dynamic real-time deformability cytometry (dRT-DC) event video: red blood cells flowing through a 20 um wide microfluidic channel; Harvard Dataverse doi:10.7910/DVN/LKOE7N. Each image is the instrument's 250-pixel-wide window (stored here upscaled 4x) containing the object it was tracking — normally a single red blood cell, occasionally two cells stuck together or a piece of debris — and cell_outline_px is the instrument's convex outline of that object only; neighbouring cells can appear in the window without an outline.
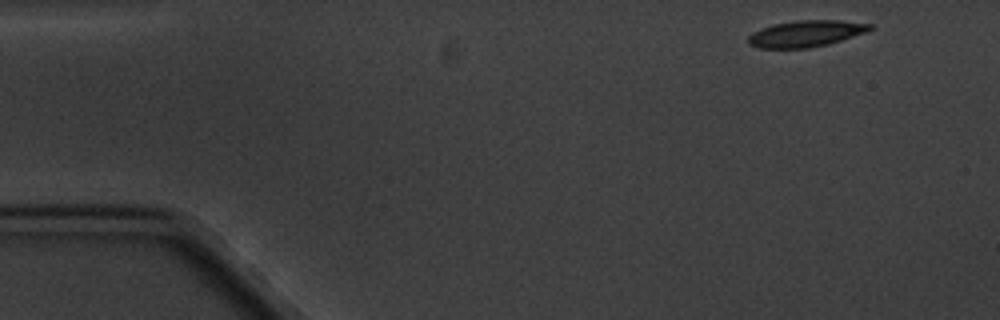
{"species": "common noctule bat (a hibernating species)", "species_latin": "Nyctalus noctula", "temperature_condition": "cold", "stored_images_in_passage": 4, "camera_frame_rate_fps": 3000, "um_per_image_px": 0.085, "animal": {"sex": "male", "body_mass_g": 20.1, "forearm_length_mm": 53.5}, "frame": {"image": 1, "passage_image": 1, "time_ms": 0.0, "image_size_px": [1000, 320], "cell_outline_px": [[876, 28], [828, 44], [808, 48], [756, 48], [748, 44], [748, 36], [752, 32], [772, 24], [796, 20], [840, 20], [872, 24]], "centroid_in_image_um": [68.47, 2.85], "position_along_channel_um": 16.5, "area_um2": 18.79}}
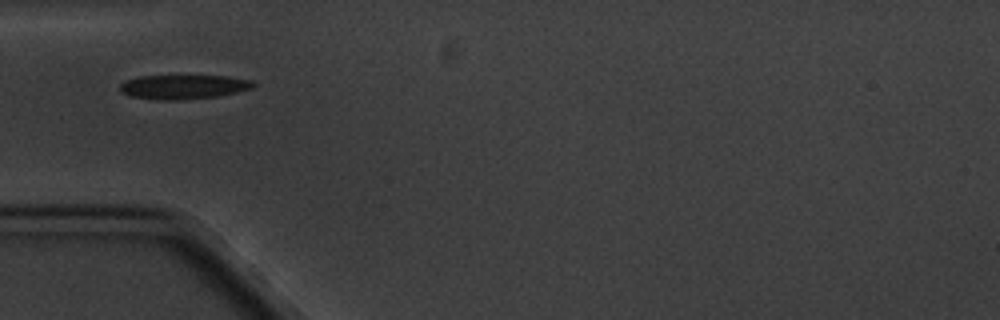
{"frame": {"image": 2, "passage_image": 4, "time_ms": 4.333, "image_size_px": [1000, 320], "cell_outline_px": [[256, 84], [252, 88], [236, 92], [216, 96], [176, 100], [164, 100], [132, 96], [124, 92], [120, 88], [120, 84], [128, 80], [140, 76], [228, 76], [252, 80]], "centroid_in_image_um": [15.65, 7.37], "position_along_channel_um": 69.4, "area_um2": 18.44}}